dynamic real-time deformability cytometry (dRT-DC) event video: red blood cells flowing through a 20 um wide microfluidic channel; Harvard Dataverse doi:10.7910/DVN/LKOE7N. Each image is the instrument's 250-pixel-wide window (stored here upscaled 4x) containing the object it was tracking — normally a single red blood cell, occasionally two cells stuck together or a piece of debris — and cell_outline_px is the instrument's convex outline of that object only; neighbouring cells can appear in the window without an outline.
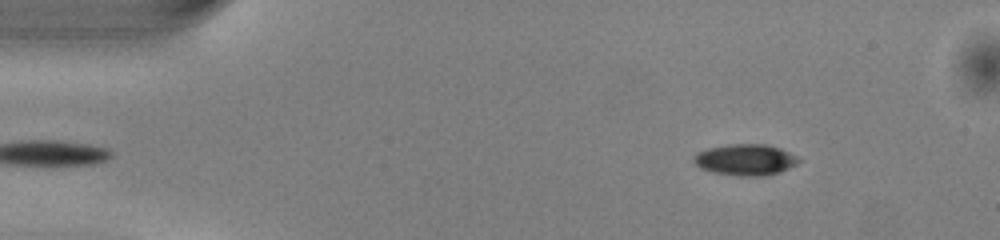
{"species": "common noctule bat (a hibernating species)", "species_latin": "Nyctalus noctula", "temperature_condition": "warm", "stored_images_in_passage": 45, "camera_frame_rate_fps": 3000, "um_per_image_px": 0.085, "animal": {"sex": "male", "body_mass_g": 13.0, "forearm_length_mm": 53.1}, "frame": {"image": 1, "passage_image": 1, "time_ms": 0.0, "image_size_px": [1000, 240], "cell_outline_px": [[800, 160], [796, 164], [780, 172], [760, 176], [740, 176], [712, 172], [700, 168], [692, 160], [692, 156], [696, 152], [708, 148], [728, 144], [768, 144], [780, 148], [796, 156]], "centroid_in_image_um": [63.31, 13.57], "position_along_channel_um": 21.7, "area_um2": 19.13}}
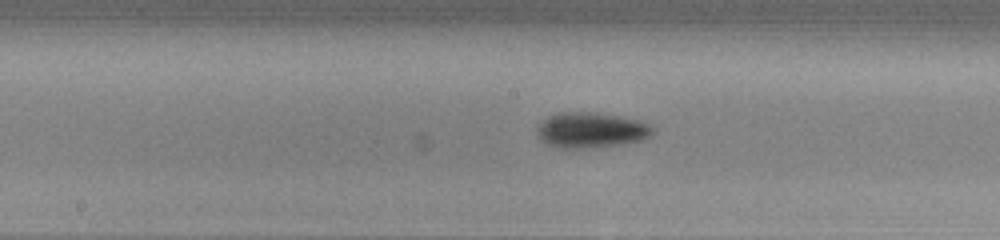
{"frame": {"image": 2, "passage_image": 20, "time_ms": 6.333, "image_size_px": [1000, 240], "cell_outline_px": [[656, 132], [640, 140], [620, 144], [588, 148], [556, 148], [540, 140], [536, 132], [536, 124], [540, 120], [556, 112], [596, 112], [640, 120], [648, 124]], "centroid_in_image_um": [50.16, 11.05], "position_along_channel_um": 198.0, "area_um2": 24.16}}
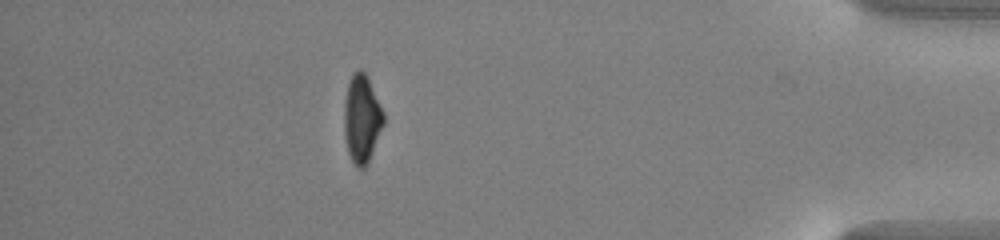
{"frame": {"image": 3, "passage_image": 39, "time_ms": 12.667, "image_size_px": [1000, 240], "cell_outline_px": [[384, 124], [368, 164], [364, 168], [356, 168], [348, 152], [344, 136], [344, 100], [348, 84], [352, 76], [360, 68], [368, 76], [384, 112]], "centroid_in_image_um": [30.76, 10.12], "position_along_channel_um": 404.4, "area_um2": 20.4}, "authors_computed_cell_mechanics": {"area_um2": 20.7502, "velocity_mm_per_s": 4.0699, "shape_relaxation_time_tau1_ms": 2.2394, "shape_relaxation_time_tau2_ms": null, "deformation_change_tau1": 0.1322, "deformation_change_tau2": null}}